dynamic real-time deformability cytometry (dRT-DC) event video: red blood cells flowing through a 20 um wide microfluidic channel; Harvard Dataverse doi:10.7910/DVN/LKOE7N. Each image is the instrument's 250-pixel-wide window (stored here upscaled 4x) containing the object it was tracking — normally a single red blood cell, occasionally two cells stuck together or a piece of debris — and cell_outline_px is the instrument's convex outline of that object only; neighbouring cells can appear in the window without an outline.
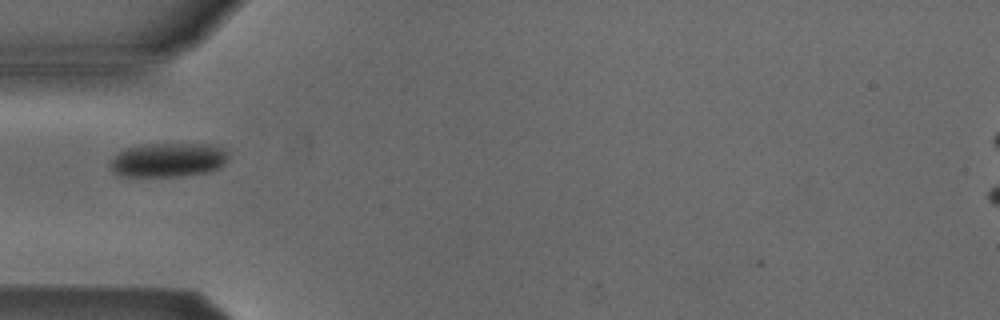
{"species": "Egyptian fruit bat (a non-hibernating species)", "species_latin": "Rousettus aegyptiacus", "temperature_condition": "cold", "stored_images_in_passage": 12, "camera_frame_rate_fps": 3000, "um_per_image_px": 0.085, "animal": {"sex": "male"}, "frame": {"image": 1, "passage_image": 9, "time_ms": 2.667, "image_size_px": [1000, 320], "cell_outline_px": [[228, 160], [220, 168], [208, 172], [184, 176], [120, 176], [112, 172], [108, 168], [108, 164], [112, 156], [128, 148], [148, 144], [220, 144], [228, 148]], "centroid_in_image_um": [14.34, 13.59], "position_along_channel_um": 70.7, "area_um2": 24.1}}